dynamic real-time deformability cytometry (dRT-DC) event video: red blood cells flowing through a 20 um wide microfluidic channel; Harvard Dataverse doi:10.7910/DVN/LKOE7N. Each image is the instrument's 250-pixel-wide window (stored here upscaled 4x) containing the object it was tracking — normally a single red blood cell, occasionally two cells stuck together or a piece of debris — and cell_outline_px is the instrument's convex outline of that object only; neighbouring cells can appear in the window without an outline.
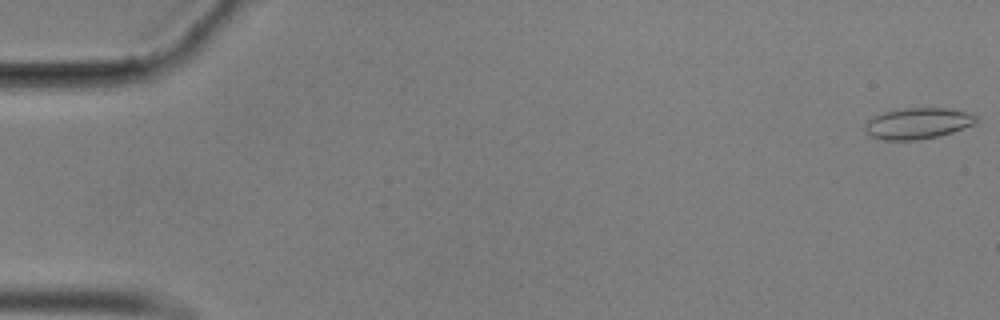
{"species": "common noctule bat (a hibernating species)", "species_latin": "Nyctalus noctula", "temperature_condition": "cold", "stored_images_in_passage": 13, "camera_frame_rate_fps": 3000, "um_per_image_px": 0.085, "animal": {"sex": "male", "body_mass_g": 17.9}, "frame": {"image": 1, "passage_image": 1, "time_ms": 0.0, "image_size_px": [1000, 320], "cell_outline_px": [[976, 124], [952, 132], [936, 136], [916, 140], [884, 140], [872, 136], [864, 128], [864, 124], [872, 116], [896, 108], [944, 108], [968, 112], [976, 116]], "centroid_in_image_um": [77.99, 10.47], "position_along_channel_um": 7.0, "area_um2": 20.11}}